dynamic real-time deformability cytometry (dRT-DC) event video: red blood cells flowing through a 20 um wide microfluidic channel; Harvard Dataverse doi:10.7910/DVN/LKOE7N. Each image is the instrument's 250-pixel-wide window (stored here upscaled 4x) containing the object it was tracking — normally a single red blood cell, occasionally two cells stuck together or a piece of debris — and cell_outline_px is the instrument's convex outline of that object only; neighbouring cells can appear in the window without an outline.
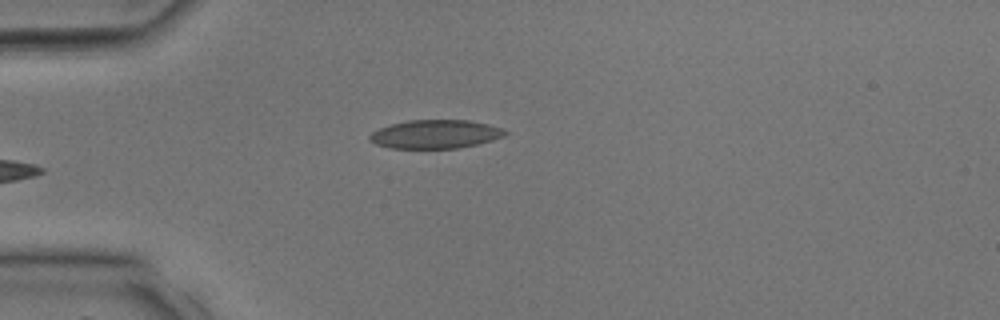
{"species": "common noctule bat (a hibernating species)", "species_latin": "Nyctalus noctula", "temperature_condition": "room temperature", "stored_images_in_passage": 25, "camera_frame_rate_fps": 3000, "um_per_image_px": 0.085, "animal": {"sex": "male", "body_mass_g": 17.9, "forearm_length_mm": 54.2}, "frame": {"image": 1, "passage_image": 1, "time_ms": 0.0, "image_size_px": [1000, 320], "cell_outline_px": [[508, 132], [504, 136], [492, 140], [460, 148], [392, 148], [376, 144], [368, 140], [368, 136], [372, 132], [380, 128], [392, 124], [408, 120], [468, 120], [488, 124], [504, 128]], "centroid_in_image_um": [37.02, 11.4], "position_along_channel_um": 48.0, "area_um2": 22.54}}
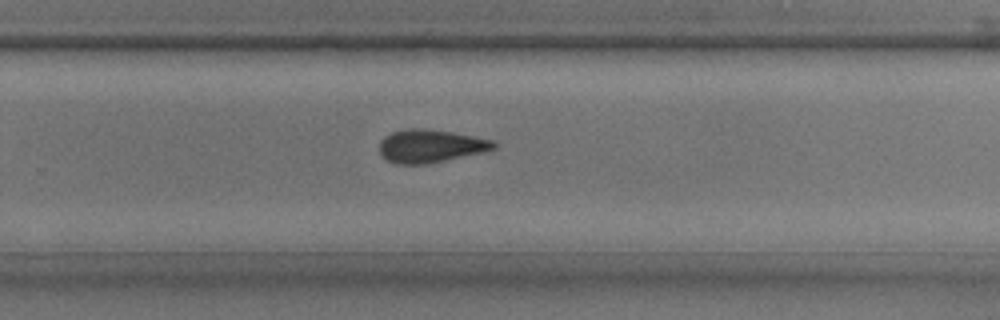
{"frame": {"image": 2, "passage_image": 14, "time_ms": 4.333, "image_size_px": [1000, 320], "cell_outline_px": [[500, 144], [496, 148], [480, 152], [444, 160], [424, 164], [396, 164], [384, 160], [380, 156], [380, 140], [384, 136], [392, 132], [412, 128], [424, 128], [452, 132], [492, 140]], "centroid_in_image_um": [36.54, 12.41], "position_along_channel_um": 293.3, "area_um2": 21.91}}
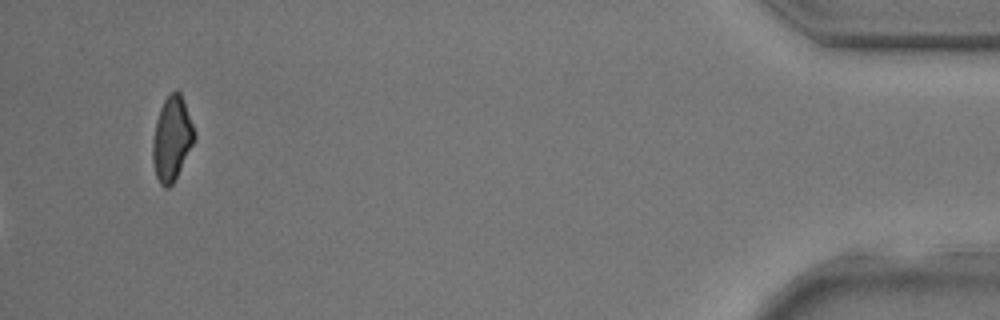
{"frame": {"image": 3, "passage_image": 24, "time_ms": 7.667, "image_size_px": [1000, 320], "cell_outline_px": [[196, 136], [172, 184], [168, 188], [164, 188], [160, 184], [156, 176], [152, 160], [152, 140], [156, 120], [160, 108], [164, 100], [176, 88], [180, 92], [196, 132]], "centroid_in_image_um": [14.59, 11.77], "position_along_channel_um": 420.6, "area_um2": 20.23}}